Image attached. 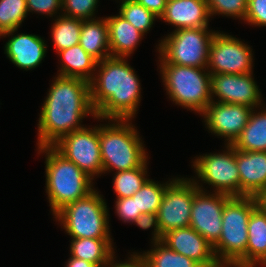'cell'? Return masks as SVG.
<instances>
[{
	"mask_svg": "<svg viewBox=\"0 0 266 267\" xmlns=\"http://www.w3.org/2000/svg\"><path fill=\"white\" fill-rule=\"evenodd\" d=\"M89 113L96 117L89 82L58 75L40 113L39 147L53 146L63 136L84 128L79 122Z\"/></svg>",
	"mask_w": 266,
	"mask_h": 267,
	"instance_id": "6da1fadb",
	"label": "cell"
},
{
	"mask_svg": "<svg viewBox=\"0 0 266 267\" xmlns=\"http://www.w3.org/2000/svg\"><path fill=\"white\" fill-rule=\"evenodd\" d=\"M97 66H101L100 75L89 82L96 118L130 120L136 114L141 89L134 70L123 57L105 58Z\"/></svg>",
	"mask_w": 266,
	"mask_h": 267,
	"instance_id": "7a4b0ae2",
	"label": "cell"
},
{
	"mask_svg": "<svg viewBox=\"0 0 266 267\" xmlns=\"http://www.w3.org/2000/svg\"><path fill=\"white\" fill-rule=\"evenodd\" d=\"M260 203V198L253 196H231L226 201L223 207L222 232L213 245L219 263L246 267L248 220L251 212Z\"/></svg>",
	"mask_w": 266,
	"mask_h": 267,
	"instance_id": "3957f363",
	"label": "cell"
},
{
	"mask_svg": "<svg viewBox=\"0 0 266 267\" xmlns=\"http://www.w3.org/2000/svg\"><path fill=\"white\" fill-rule=\"evenodd\" d=\"M39 149L47 154L46 192L54 215L65 205L94 191L91 185L93 178L63 156L54 146H42Z\"/></svg>",
	"mask_w": 266,
	"mask_h": 267,
	"instance_id": "277c9868",
	"label": "cell"
},
{
	"mask_svg": "<svg viewBox=\"0 0 266 267\" xmlns=\"http://www.w3.org/2000/svg\"><path fill=\"white\" fill-rule=\"evenodd\" d=\"M118 121L120 123L116 125L114 123L99 127L103 172L111 168H115L117 172L131 170L140 167L147 160L136 129L127 123L128 120Z\"/></svg>",
	"mask_w": 266,
	"mask_h": 267,
	"instance_id": "5b68a950",
	"label": "cell"
},
{
	"mask_svg": "<svg viewBox=\"0 0 266 267\" xmlns=\"http://www.w3.org/2000/svg\"><path fill=\"white\" fill-rule=\"evenodd\" d=\"M162 79L176 104L201 112L213 101L211 74L204 68L161 64ZM202 70V71H201ZM204 71V73H202Z\"/></svg>",
	"mask_w": 266,
	"mask_h": 267,
	"instance_id": "8992f818",
	"label": "cell"
},
{
	"mask_svg": "<svg viewBox=\"0 0 266 267\" xmlns=\"http://www.w3.org/2000/svg\"><path fill=\"white\" fill-rule=\"evenodd\" d=\"M107 206L95 190L55 214L71 238H110Z\"/></svg>",
	"mask_w": 266,
	"mask_h": 267,
	"instance_id": "52a82bcc",
	"label": "cell"
},
{
	"mask_svg": "<svg viewBox=\"0 0 266 267\" xmlns=\"http://www.w3.org/2000/svg\"><path fill=\"white\" fill-rule=\"evenodd\" d=\"M215 32L207 28L175 30L159 44L161 64L208 67L209 48Z\"/></svg>",
	"mask_w": 266,
	"mask_h": 267,
	"instance_id": "ba28073f",
	"label": "cell"
},
{
	"mask_svg": "<svg viewBox=\"0 0 266 267\" xmlns=\"http://www.w3.org/2000/svg\"><path fill=\"white\" fill-rule=\"evenodd\" d=\"M175 179L166 188L158 209L159 228L162 235L170 231L190 227V215L194 194L199 190L197 182Z\"/></svg>",
	"mask_w": 266,
	"mask_h": 267,
	"instance_id": "9c48e42d",
	"label": "cell"
},
{
	"mask_svg": "<svg viewBox=\"0 0 266 267\" xmlns=\"http://www.w3.org/2000/svg\"><path fill=\"white\" fill-rule=\"evenodd\" d=\"M224 154H208L194 161L198 178L216 187L217 193L240 196V176L236 164V149L227 145Z\"/></svg>",
	"mask_w": 266,
	"mask_h": 267,
	"instance_id": "30bf717a",
	"label": "cell"
},
{
	"mask_svg": "<svg viewBox=\"0 0 266 267\" xmlns=\"http://www.w3.org/2000/svg\"><path fill=\"white\" fill-rule=\"evenodd\" d=\"M53 146L91 178L103 172L98 127L73 131Z\"/></svg>",
	"mask_w": 266,
	"mask_h": 267,
	"instance_id": "8fae6325",
	"label": "cell"
},
{
	"mask_svg": "<svg viewBox=\"0 0 266 267\" xmlns=\"http://www.w3.org/2000/svg\"><path fill=\"white\" fill-rule=\"evenodd\" d=\"M210 74H248L252 72L250 47L230 35L215 33L209 48Z\"/></svg>",
	"mask_w": 266,
	"mask_h": 267,
	"instance_id": "7c38bea8",
	"label": "cell"
},
{
	"mask_svg": "<svg viewBox=\"0 0 266 267\" xmlns=\"http://www.w3.org/2000/svg\"><path fill=\"white\" fill-rule=\"evenodd\" d=\"M194 194L190 215V227L214 245L222 232L223 207L231 197L222 193L206 195L201 187Z\"/></svg>",
	"mask_w": 266,
	"mask_h": 267,
	"instance_id": "4fadbf2b",
	"label": "cell"
},
{
	"mask_svg": "<svg viewBox=\"0 0 266 267\" xmlns=\"http://www.w3.org/2000/svg\"><path fill=\"white\" fill-rule=\"evenodd\" d=\"M252 108L233 103L211 102L203 111L205 122L211 132L227 137L232 145L248 123Z\"/></svg>",
	"mask_w": 266,
	"mask_h": 267,
	"instance_id": "5bb4252c",
	"label": "cell"
},
{
	"mask_svg": "<svg viewBox=\"0 0 266 267\" xmlns=\"http://www.w3.org/2000/svg\"><path fill=\"white\" fill-rule=\"evenodd\" d=\"M251 75L211 74V94L218 96L220 103L240 104L253 109L261 103V95Z\"/></svg>",
	"mask_w": 266,
	"mask_h": 267,
	"instance_id": "9a60e30c",
	"label": "cell"
},
{
	"mask_svg": "<svg viewBox=\"0 0 266 267\" xmlns=\"http://www.w3.org/2000/svg\"><path fill=\"white\" fill-rule=\"evenodd\" d=\"M161 242L176 253L195 260L203 267H213L219 263L213 245L192 227L165 233Z\"/></svg>",
	"mask_w": 266,
	"mask_h": 267,
	"instance_id": "2e32d148",
	"label": "cell"
},
{
	"mask_svg": "<svg viewBox=\"0 0 266 267\" xmlns=\"http://www.w3.org/2000/svg\"><path fill=\"white\" fill-rule=\"evenodd\" d=\"M240 196L260 198L266 192V151L236 149Z\"/></svg>",
	"mask_w": 266,
	"mask_h": 267,
	"instance_id": "e0dca14e",
	"label": "cell"
},
{
	"mask_svg": "<svg viewBox=\"0 0 266 267\" xmlns=\"http://www.w3.org/2000/svg\"><path fill=\"white\" fill-rule=\"evenodd\" d=\"M207 0H167L164 14L160 17L177 27L208 28Z\"/></svg>",
	"mask_w": 266,
	"mask_h": 267,
	"instance_id": "ac0fdd59",
	"label": "cell"
},
{
	"mask_svg": "<svg viewBox=\"0 0 266 267\" xmlns=\"http://www.w3.org/2000/svg\"><path fill=\"white\" fill-rule=\"evenodd\" d=\"M41 37L32 34H18L5 45V52L10 61L21 69L37 67L46 53V44Z\"/></svg>",
	"mask_w": 266,
	"mask_h": 267,
	"instance_id": "d6986e66",
	"label": "cell"
},
{
	"mask_svg": "<svg viewBox=\"0 0 266 267\" xmlns=\"http://www.w3.org/2000/svg\"><path fill=\"white\" fill-rule=\"evenodd\" d=\"M247 231L246 267L256 262L266 265V207L262 203L251 212Z\"/></svg>",
	"mask_w": 266,
	"mask_h": 267,
	"instance_id": "ffe728a7",
	"label": "cell"
},
{
	"mask_svg": "<svg viewBox=\"0 0 266 267\" xmlns=\"http://www.w3.org/2000/svg\"><path fill=\"white\" fill-rule=\"evenodd\" d=\"M112 57H127L144 35L120 15L106 17Z\"/></svg>",
	"mask_w": 266,
	"mask_h": 267,
	"instance_id": "44dd1931",
	"label": "cell"
},
{
	"mask_svg": "<svg viewBox=\"0 0 266 267\" xmlns=\"http://www.w3.org/2000/svg\"><path fill=\"white\" fill-rule=\"evenodd\" d=\"M79 45L98 62L111 57L106 19L82 20Z\"/></svg>",
	"mask_w": 266,
	"mask_h": 267,
	"instance_id": "7402d4cb",
	"label": "cell"
},
{
	"mask_svg": "<svg viewBox=\"0 0 266 267\" xmlns=\"http://www.w3.org/2000/svg\"><path fill=\"white\" fill-rule=\"evenodd\" d=\"M71 257L83 259L97 267L108 266L114 258L111 238H72ZM104 265V266H103Z\"/></svg>",
	"mask_w": 266,
	"mask_h": 267,
	"instance_id": "603a6c76",
	"label": "cell"
},
{
	"mask_svg": "<svg viewBox=\"0 0 266 267\" xmlns=\"http://www.w3.org/2000/svg\"><path fill=\"white\" fill-rule=\"evenodd\" d=\"M58 54L62 57V66L59 76L79 78L90 82L93 74L90 72L96 69L97 60L88 54L78 44L61 50ZM92 76V77H91Z\"/></svg>",
	"mask_w": 266,
	"mask_h": 267,
	"instance_id": "cb8c5ba5",
	"label": "cell"
},
{
	"mask_svg": "<svg viewBox=\"0 0 266 267\" xmlns=\"http://www.w3.org/2000/svg\"><path fill=\"white\" fill-rule=\"evenodd\" d=\"M232 146L241 151H266V110L250 114L248 123Z\"/></svg>",
	"mask_w": 266,
	"mask_h": 267,
	"instance_id": "d4e9b609",
	"label": "cell"
},
{
	"mask_svg": "<svg viewBox=\"0 0 266 267\" xmlns=\"http://www.w3.org/2000/svg\"><path fill=\"white\" fill-rule=\"evenodd\" d=\"M154 247V250L140 255L147 267H203L195 260L176 253L161 241L155 242Z\"/></svg>",
	"mask_w": 266,
	"mask_h": 267,
	"instance_id": "484cf974",
	"label": "cell"
},
{
	"mask_svg": "<svg viewBox=\"0 0 266 267\" xmlns=\"http://www.w3.org/2000/svg\"><path fill=\"white\" fill-rule=\"evenodd\" d=\"M55 21L52 27V37L56 50L59 52L78 45L82 20L62 15Z\"/></svg>",
	"mask_w": 266,
	"mask_h": 267,
	"instance_id": "4316f807",
	"label": "cell"
},
{
	"mask_svg": "<svg viewBox=\"0 0 266 267\" xmlns=\"http://www.w3.org/2000/svg\"><path fill=\"white\" fill-rule=\"evenodd\" d=\"M27 13L26 0H0V36L17 31Z\"/></svg>",
	"mask_w": 266,
	"mask_h": 267,
	"instance_id": "83f0119b",
	"label": "cell"
},
{
	"mask_svg": "<svg viewBox=\"0 0 266 267\" xmlns=\"http://www.w3.org/2000/svg\"><path fill=\"white\" fill-rule=\"evenodd\" d=\"M145 170L146 161L138 168L116 172L113 185L117 199L132 197L145 184Z\"/></svg>",
	"mask_w": 266,
	"mask_h": 267,
	"instance_id": "f1b7e54d",
	"label": "cell"
},
{
	"mask_svg": "<svg viewBox=\"0 0 266 267\" xmlns=\"http://www.w3.org/2000/svg\"><path fill=\"white\" fill-rule=\"evenodd\" d=\"M161 185L152 180L145 184L133 195L136 196L137 212L154 213L158 212L166 188L172 183Z\"/></svg>",
	"mask_w": 266,
	"mask_h": 267,
	"instance_id": "f546056e",
	"label": "cell"
},
{
	"mask_svg": "<svg viewBox=\"0 0 266 267\" xmlns=\"http://www.w3.org/2000/svg\"><path fill=\"white\" fill-rule=\"evenodd\" d=\"M120 6L119 15L143 34L150 30L155 18H159L135 0H122Z\"/></svg>",
	"mask_w": 266,
	"mask_h": 267,
	"instance_id": "4dcf8cb0",
	"label": "cell"
},
{
	"mask_svg": "<svg viewBox=\"0 0 266 267\" xmlns=\"http://www.w3.org/2000/svg\"><path fill=\"white\" fill-rule=\"evenodd\" d=\"M207 4L210 16L218 13L233 17L237 16V18L239 17L243 20L248 8V0H207Z\"/></svg>",
	"mask_w": 266,
	"mask_h": 267,
	"instance_id": "1f68e13d",
	"label": "cell"
},
{
	"mask_svg": "<svg viewBox=\"0 0 266 267\" xmlns=\"http://www.w3.org/2000/svg\"><path fill=\"white\" fill-rule=\"evenodd\" d=\"M98 0H62L61 9H65L64 16L73 17L80 20L92 18Z\"/></svg>",
	"mask_w": 266,
	"mask_h": 267,
	"instance_id": "d6a6232c",
	"label": "cell"
},
{
	"mask_svg": "<svg viewBox=\"0 0 266 267\" xmlns=\"http://www.w3.org/2000/svg\"><path fill=\"white\" fill-rule=\"evenodd\" d=\"M244 20L257 26H266V0H248Z\"/></svg>",
	"mask_w": 266,
	"mask_h": 267,
	"instance_id": "836d02e7",
	"label": "cell"
},
{
	"mask_svg": "<svg viewBox=\"0 0 266 267\" xmlns=\"http://www.w3.org/2000/svg\"><path fill=\"white\" fill-rule=\"evenodd\" d=\"M118 216L125 222H134L142 213L137 212L136 196L116 200Z\"/></svg>",
	"mask_w": 266,
	"mask_h": 267,
	"instance_id": "e575fe53",
	"label": "cell"
},
{
	"mask_svg": "<svg viewBox=\"0 0 266 267\" xmlns=\"http://www.w3.org/2000/svg\"><path fill=\"white\" fill-rule=\"evenodd\" d=\"M27 11H36L38 13L55 14V10L62 7V0H26Z\"/></svg>",
	"mask_w": 266,
	"mask_h": 267,
	"instance_id": "d590c367",
	"label": "cell"
},
{
	"mask_svg": "<svg viewBox=\"0 0 266 267\" xmlns=\"http://www.w3.org/2000/svg\"><path fill=\"white\" fill-rule=\"evenodd\" d=\"M140 228L148 229L154 226V243L162 240V232L159 228L158 213H142L135 221Z\"/></svg>",
	"mask_w": 266,
	"mask_h": 267,
	"instance_id": "8d00e7d4",
	"label": "cell"
},
{
	"mask_svg": "<svg viewBox=\"0 0 266 267\" xmlns=\"http://www.w3.org/2000/svg\"><path fill=\"white\" fill-rule=\"evenodd\" d=\"M147 10L153 12L157 17H161L166 9L167 0H135Z\"/></svg>",
	"mask_w": 266,
	"mask_h": 267,
	"instance_id": "74e56055",
	"label": "cell"
},
{
	"mask_svg": "<svg viewBox=\"0 0 266 267\" xmlns=\"http://www.w3.org/2000/svg\"><path fill=\"white\" fill-rule=\"evenodd\" d=\"M113 258L111 259L110 263L108 265V267H147L145 260L140 256V255H132V257L130 258V261L127 263H115ZM113 264V265H112Z\"/></svg>",
	"mask_w": 266,
	"mask_h": 267,
	"instance_id": "f35d334b",
	"label": "cell"
},
{
	"mask_svg": "<svg viewBox=\"0 0 266 267\" xmlns=\"http://www.w3.org/2000/svg\"><path fill=\"white\" fill-rule=\"evenodd\" d=\"M66 267H97V266L83 259L70 257Z\"/></svg>",
	"mask_w": 266,
	"mask_h": 267,
	"instance_id": "ab89813d",
	"label": "cell"
},
{
	"mask_svg": "<svg viewBox=\"0 0 266 267\" xmlns=\"http://www.w3.org/2000/svg\"><path fill=\"white\" fill-rule=\"evenodd\" d=\"M260 202L266 207V192L260 197Z\"/></svg>",
	"mask_w": 266,
	"mask_h": 267,
	"instance_id": "60d3db41",
	"label": "cell"
},
{
	"mask_svg": "<svg viewBox=\"0 0 266 267\" xmlns=\"http://www.w3.org/2000/svg\"><path fill=\"white\" fill-rule=\"evenodd\" d=\"M224 265V266H223ZM229 267V266H234V265H231V264H224V263H218V264H216L215 266H213V267Z\"/></svg>",
	"mask_w": 266,
	"mask_h": 267,
	"instance_id": "b9f144b4",
	"label": "cell"
}]
</instances>
